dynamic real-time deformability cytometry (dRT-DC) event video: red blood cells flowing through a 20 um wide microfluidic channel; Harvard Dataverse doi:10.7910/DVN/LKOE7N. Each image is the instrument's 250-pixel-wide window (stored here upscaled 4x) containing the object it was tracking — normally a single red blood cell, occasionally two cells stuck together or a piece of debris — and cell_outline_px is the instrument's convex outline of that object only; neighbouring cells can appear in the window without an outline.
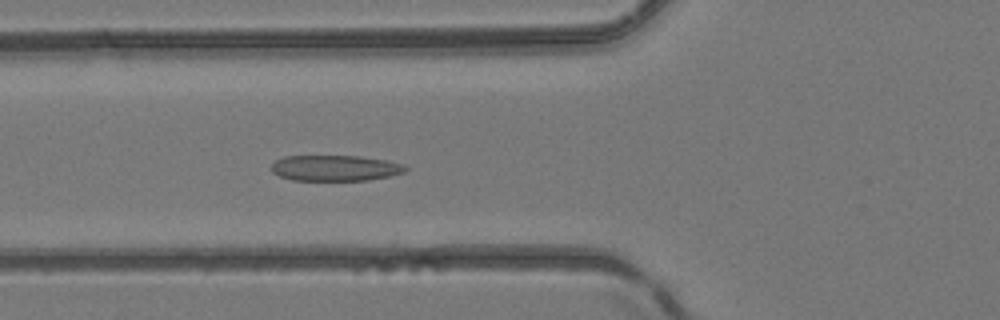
{"species": "common noctule bat (a hibernating species)", "species_latin": "Nyctalus noctula", "temperature_condition": "room temperature", "stored_images_in_passage": 51, "camera_frame_rate_fps": 3000, "um_per_image_px": 0.085, "animal": {"sex": "female", "body_mass_g": 24.6, "forearm_length_mm": 56.2}, "frame": {"image": 1, "passage_image": 20, "time_ms": 6.333, "image_size_px": [1000, 320], "cell_outline_px": [[408, 168], [404, 172], [388, 176], [368, 180], [292, 180], [280, 176], [272, 172], [272, 164], [276, 160], [284, 156], [360, 156], [388, 160], [404, 164]], "centroid_in_image_um": [28.5, 14.28], "position_along_channel_um": 97.3, "area_um2": 20.11}}
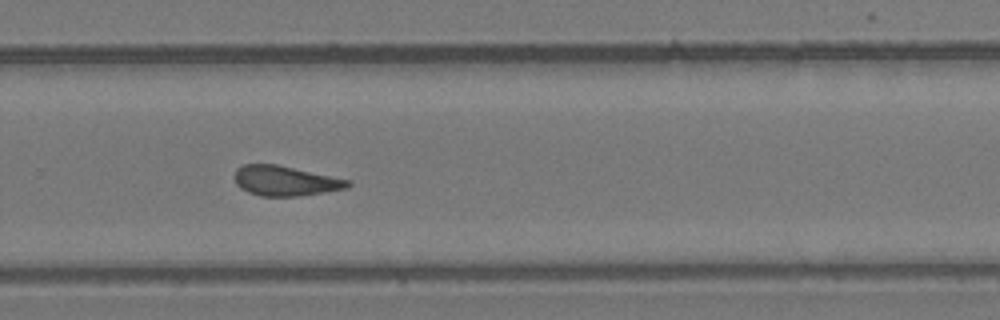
{"frame": {"image": 2, "passage_image": 35, "time_ms": 11.333, "image_size_px": [1000, 320], "cell_outline_px": [[352, 184], [348, 188], [300, 196], [260, 196], [248, 192], [240, 188], [236, 184], [236, 168], [244, 164], [276, 164], [352, 180]], "centroid_in_image_um": [24.28, 15.37], "position_along_channel_um": 305.5, "area_um2": 19.83}}
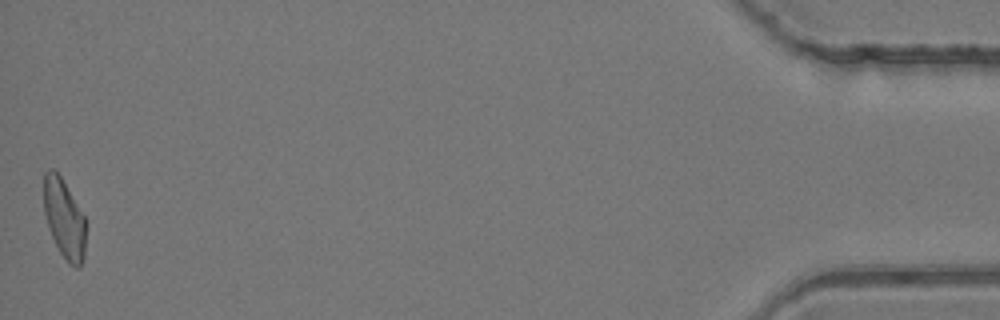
{"frame": {"image": 3, "passage_image": 51, "time_ms": 16.667, "image_size_px": [1000, 320], "cell_outline_px": [[84, 260], [80, 268], [76, 268], [68, 264], [60, 252], [48, 228], [44, 212], [44, 172], [48, 168], [52, 168], [60, 176], [84, 216]], "centroid_in_image_um": [5.44, 18.62], "position_along_channel_um": 429.8, "area_um2": 19.13}, "authors_computed_cell_mechanics": {"area_um2": 20.3456, "velocity_mm_per_s": 4.1614, "shape_relaxation_time_tau1_ms": null, "shape_relaxation_time_tau2_ms": 2.1204, "deformation_change_tau1": null, "deformation_change_tau2": 0.1118}}